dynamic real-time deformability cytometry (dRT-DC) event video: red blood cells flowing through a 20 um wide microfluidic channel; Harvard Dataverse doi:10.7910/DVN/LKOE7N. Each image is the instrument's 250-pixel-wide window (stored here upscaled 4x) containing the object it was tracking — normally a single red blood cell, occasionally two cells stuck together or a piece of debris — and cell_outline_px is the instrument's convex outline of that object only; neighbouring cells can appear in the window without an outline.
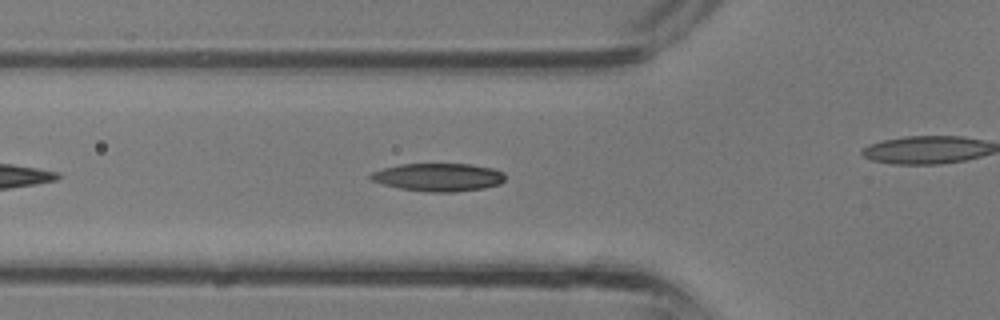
{"species": "common noctule bat (a hibernating species)", "species_latin": "Nyctalus noctula", "temperature_condition": "room temperature", "stored_images_in_passage": 20, "camera_frame_rate_fps": 3000, "um_per_image_px": 0.085, "animal": {"sex": "male", "body_mass_g": 13.3}, "frame": {"image": 1, "passage_image": 4, "time_ms": 1.0, "image_size_px": [1000, 320], "cell_outline_px": [[504, 180], [500, 184], [484, 188], [456, 192], [428, 192], [400, 188], [384, 184], [372, 180], [368, 176], [372, 172], [384, 168], [400, 164], [472, 164], [492, 168], [504, 172]], "centroid_in_image_um": [37.29, 15.06], "position_along_channel_um": 88.5, "area_um2": 21.91}}
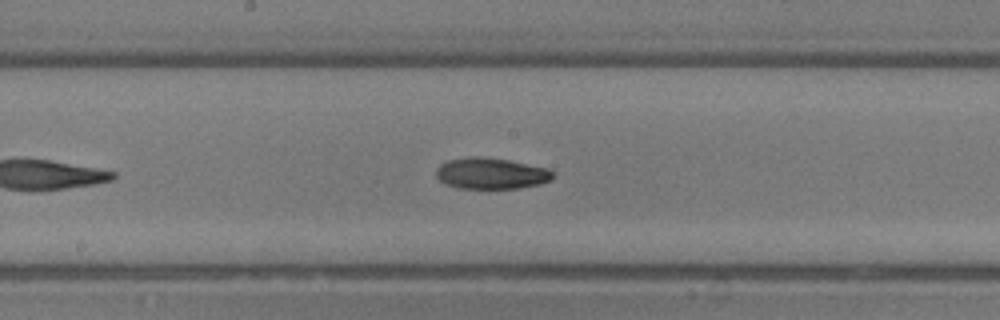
{"frame": {"image": 2, "passage_image": 10, "time_ms": 3.0, "image_size_px": [1000, 320], "cell_outline_px": [[552, 180], [540, 184], [520, 188], [456, 188], [444, 184], [436, 176], [436, 168], [440, 164], [448, 160], [468, 156], [480, 156], [508, 160], [548, 168], [552, 172]], "centroid_in_image_um": [41.71, 14.74], "position_along_channel_um": 206.5, "area_um2": 21.33}}
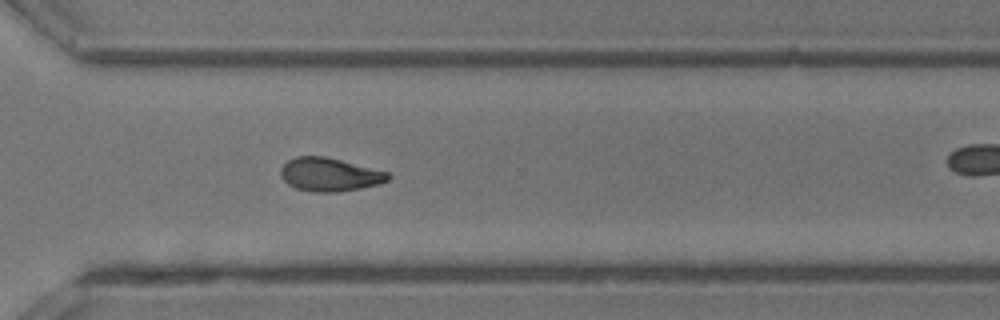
{"frame": {"image": 3, "passage_image": 17, "time_ms": 5.333, "image_size_px": [1000, 320], "cell_outline_px": [[392, 176], [388, 180], [380, 184], [360, 188], [336, 192], [316, 192], [296, 188], [288, 184], [280, 176], [280, 168], [288, 160], [296, 156], [324, 156], [388, 172]], "centroid_in_image_um": [28.0, 14.84], "position_along_channel_um": 342.6, "area_um2": 20.81}}